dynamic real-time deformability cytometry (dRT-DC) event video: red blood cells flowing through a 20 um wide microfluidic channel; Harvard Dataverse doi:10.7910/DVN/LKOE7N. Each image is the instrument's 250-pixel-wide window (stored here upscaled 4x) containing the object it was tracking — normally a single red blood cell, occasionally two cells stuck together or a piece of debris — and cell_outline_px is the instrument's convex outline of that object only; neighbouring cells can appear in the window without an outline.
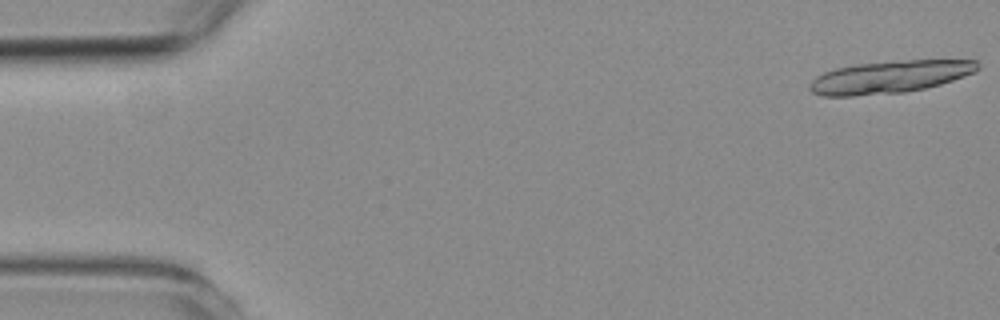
{"species": "common noctule bat (a hibernating species)", "species_latin": "Nyctalus noctula", "temperature_condition": "room temperature", "stored_images_in_passage": 18, "camera_frame_rate_fps": 3000, "um_per_image_px": 0.085, "animal": {"sex": "female", "body_mass_g": 19.3, "forearm_length_mm": 54.1}, "frame": {"image": 1, "passage_image": 1, "time_ms": 0.0, "image_size_px": [1000, 320], "cell_outline_px": [[980, 68], [976, 72], [940, 84], [924, 88], [904, 92], [852, 96], [824, 96], [812, 92], [808, 88], [808, 84], [816, 76], [824, 72], [836, 68], [856, 64], [908, 60], [976, 60]], "centroid_in_image_um": [75.61, 6.54], "position_along_channel_um": 9.4, "area_um2": 31.62}}